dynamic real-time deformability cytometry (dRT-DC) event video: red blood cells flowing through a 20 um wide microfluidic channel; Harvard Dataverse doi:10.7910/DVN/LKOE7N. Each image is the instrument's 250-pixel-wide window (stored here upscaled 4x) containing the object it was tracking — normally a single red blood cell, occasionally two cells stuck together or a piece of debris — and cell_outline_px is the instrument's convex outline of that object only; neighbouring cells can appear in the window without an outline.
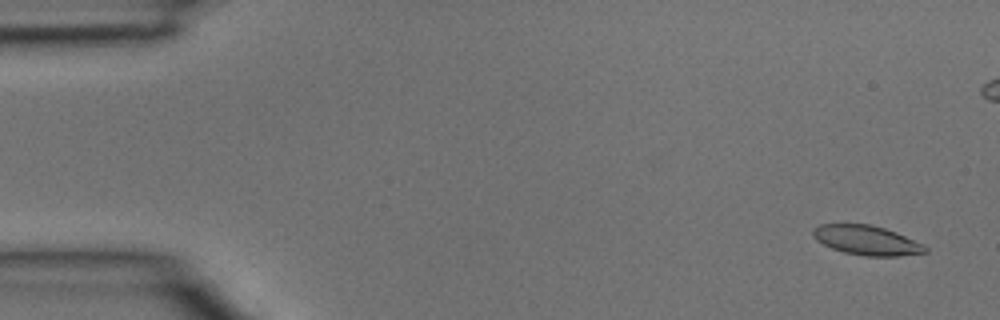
{"species": "common noctule bat (a hibernating species)", "species_latin": "Nyctalus noctula", "temperature_condition": "room temperature", "stored_images_in_passage": 8, "camera_frame_rate_fps": 3000, "um_per_image_px": 0.085, "animal": {"sex": "male", "body_mass_g": 15.6}, "frame": {"image": 1, "passage_image": 2, "time_ms": 0.333, "image_size_px": [1000, 320], "cell_outline_px": [[928, 252], [900, 256], [864, 256], [844, 252], [832, 248], [816, 240], [812, 236], [812, 228], [820, 224], [872, 224], [896, 232], [924, 244], [928, 248]], "centroid_in_image_um": [73.67, 20.42], "position_along_channel_um": 11.3, "area_um2": 19.42}}